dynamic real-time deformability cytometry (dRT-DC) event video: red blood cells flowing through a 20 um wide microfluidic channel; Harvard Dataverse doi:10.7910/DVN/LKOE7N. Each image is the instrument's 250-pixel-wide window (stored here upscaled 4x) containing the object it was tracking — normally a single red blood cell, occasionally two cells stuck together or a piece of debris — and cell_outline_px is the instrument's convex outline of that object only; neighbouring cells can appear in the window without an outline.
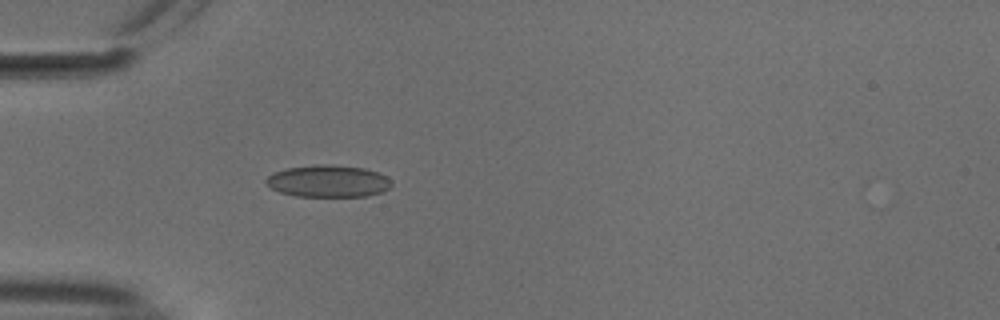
{"species": "common noctule bat (a hibernating species)", "species_latin": "Nyctalus noctula", "temperature_condition": "cold", "stored_images_in_passage": 6, "camera_frame_rate_fps": 3000, "um_per_image_px": 0.085, "animal": {"sex": "male", "body_mass_g": 18.8}, "frame": {"image": 1, "passage_image": 5, "time_ms": 1.333, "image_size_px": [1000, 320], "cell_outline_px": [[392, 184], [388, 188], [380, 192], [368, 196], [296, 196], [280, 192], [272, 188], [264, 180], [268, 176], [284, 168], [316, 164], [328, 164], [364, 168], [388, 176], [392, 180]], "centroid_in_image_um": [27.91, 15.39], "position_along_channel_um": 57.1, "area_um2": 23.41}}